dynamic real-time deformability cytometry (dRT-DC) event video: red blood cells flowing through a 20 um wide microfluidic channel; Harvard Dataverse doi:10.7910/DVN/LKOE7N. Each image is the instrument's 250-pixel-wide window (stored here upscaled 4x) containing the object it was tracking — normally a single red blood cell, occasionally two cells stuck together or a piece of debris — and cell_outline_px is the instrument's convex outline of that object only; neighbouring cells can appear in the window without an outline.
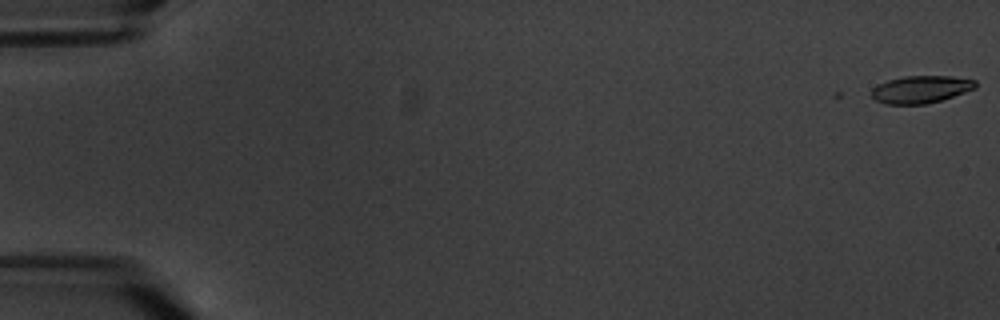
{"species": "common noctule bat (a hibernating species)", "species_latin": "Nyctalus noctula", "temperature_condition": "warm", "stored_images_in_passage": 6, "camera_frame_rate_fps": 3000, "um_per_image_px": 0.085, "animal": {"sex": "male", "body_mass_g": 20.1, "forearm_length_mm": 53.5}, "frame": {"image": 1, "passage_image": 1, "time_ms": 0.0, "image_size_px": [1000, 320], "cell_outline_px": [[976, 88], [940, 100], [924, 104], [884, 104], [876, 100], [872, 96], [872, 88], [876, 84], [888, 80], [904, 76], [952, 76], [976, 80]], "centroid_in_image_um": [78.24, 7.59], "position_along_channel_um": 6.8, "area_um2": 16.53}}
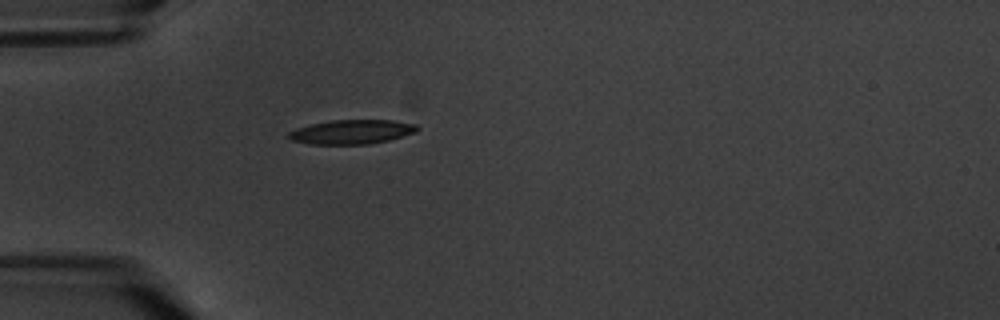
{"frame": {"image": 2, "passage_image": 6, "time_ms": 6.0, "image_size_px": [1000, 320], "cell_outline_px": [[420, 128], [416, 132], [388, 140], [368, 144], [308, 144], [292, 140], [284, 136], [288, 132], [296, 128], [312, 124], [332, 120], [392, 120], [416, 124]], "centroid_in_image_um": [29.87, 11.21], "position_along_channel_um": 55.1, "area_um2": 18.21}}